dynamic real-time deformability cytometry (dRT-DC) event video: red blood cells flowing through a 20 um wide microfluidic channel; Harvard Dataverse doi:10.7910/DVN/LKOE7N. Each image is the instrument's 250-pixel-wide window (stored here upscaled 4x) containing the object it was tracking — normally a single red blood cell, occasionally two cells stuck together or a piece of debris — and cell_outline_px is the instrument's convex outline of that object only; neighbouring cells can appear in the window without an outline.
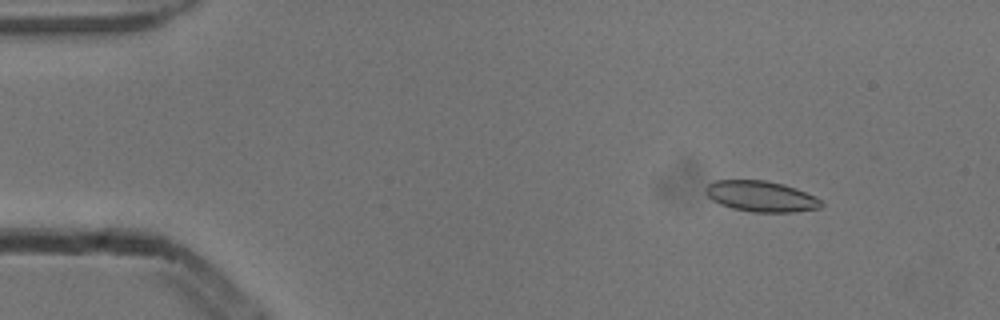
{"species": "common noctule bat (a hibernating species)", "species_latin": "Nyctalus noctula", "temperature_condition": "cold", "stored_images_in_passage": 5, "camera_frame_rate_fps": 3000, "um_per_image_px": 0.085, "animal": {"sex": "male", "body_mass_g": 13.3}, "frame": {"image": 1, "passage_image": 2, "time_ms": 0.333, "image_size_px": [1000, 320], "cell_outline_px": [[824, 204], [820, 208], [796, 212], [752, 212], [732, 208], [720, 204], [712, 200], [704, 192], [704, 188], [712, 180], [768, 180], [784, 184], [796, 188], [816, 196]], "centroid_in_image_um": [64.68, 16.68], "position_along_channel_um": 20.3, "area_um2": 21.04}}
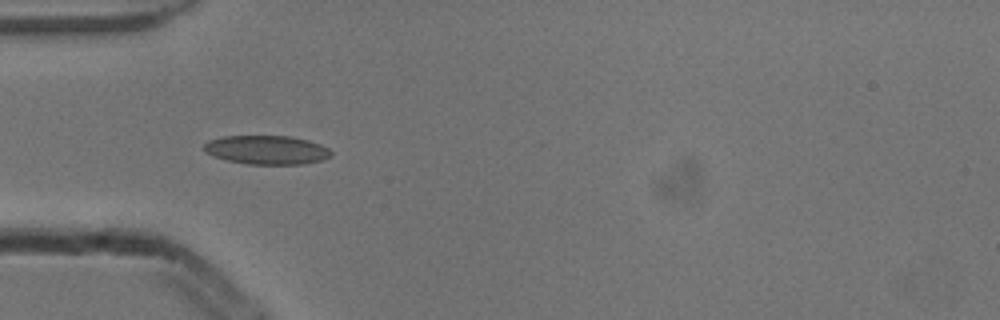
{"frame": {"image": 2, "passage_image": 4, "time_ms": 1.0, "image_size_px": [1000, 320], "cell_outline_px": [[332, 156], [324, 160], [304, 164], [248, 164], [228, 160], [212, 156], [204, 152], [204, 144], [208, 140], [224, 136], [292, 136], [308, 140], [320, 144], [328, 148], [332, 152]], "centroid_in_image_um": [22.69, 12.74], "position_along_channel_um": 62.3, "area_um2": 21.56}}
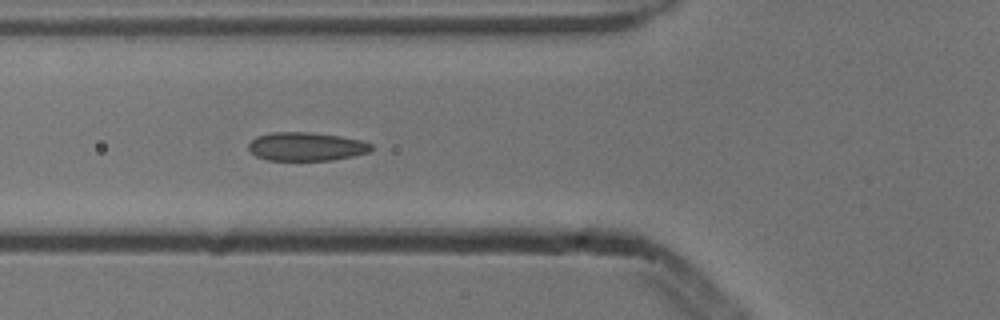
{"frame": {"image": 3, "passage_image": 5, "time_ms": 1.333, "image_size_px": [1000, 320], "cell_outline_px": [[372, 148], [368, 152], [352, 156], [332, 160], [268, 160], [256, 156], [248, 148], [248, 144], [256, 136], [272, 132], [308, 132], [340, 136], [360, 140], [372, 144]], "centroid_in_image_um": [26.01, 12.45], "position_along_channel_um": 99.8, "area_um2": 20.29}}